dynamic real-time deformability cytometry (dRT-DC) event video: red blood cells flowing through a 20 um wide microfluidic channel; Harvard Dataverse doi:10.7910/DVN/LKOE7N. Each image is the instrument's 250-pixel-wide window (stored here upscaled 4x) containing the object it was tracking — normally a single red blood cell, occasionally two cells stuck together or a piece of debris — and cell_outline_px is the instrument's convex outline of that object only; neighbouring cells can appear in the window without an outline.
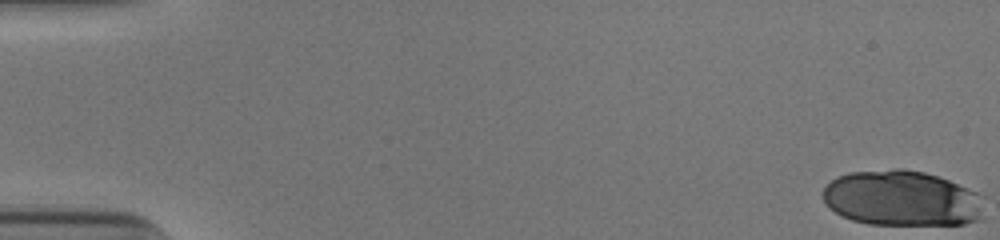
{"species": "human", "species_latin": "Homo sapiens", "temperature_condition": "cold", "stored_images_in_passage": 53, "camera_frame_rate_fps": 3000, "um_per_image_px": 0.085, "donor": {"sex": "male"}, "frame": {"image": 1, "passage_image": 1, "time_ms": 0.0, "image_size_px": [1000, 240], "cell_outline_px": [[984, 220], [964, 224], [868, 224], [852, 220], [836, 212], [824, 204], [820, 196], [820, 192], [836, 176], [848, 172], [892, 168], [904, 168], [924, 172], [948, 180], [976, 192], [984, 196]], "centroid_in_image_um": [76.67, 16.86], "position_along_channel_um": 8.3, "area_um2": 53.0}}